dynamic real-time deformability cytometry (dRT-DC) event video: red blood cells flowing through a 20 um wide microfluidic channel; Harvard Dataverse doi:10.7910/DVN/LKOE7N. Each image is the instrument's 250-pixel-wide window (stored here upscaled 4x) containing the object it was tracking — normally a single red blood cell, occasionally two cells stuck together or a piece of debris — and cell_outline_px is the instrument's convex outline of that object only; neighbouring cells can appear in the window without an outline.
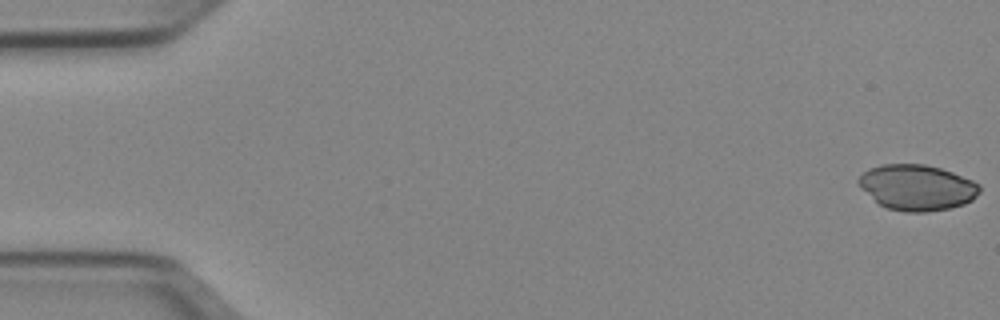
{"species": "Egyptian fruit bat (a non-hibernating species)", "species_latin": "Rousettus aegyptiacus", "temperature_condition": "cold", "stored_images_in_passage": 51, "camera_frame_rate_fps": 3000, "um_per_image_px": 0.085, "animal": {"sex": "female"}, "frame": {"image": 1, "passage_image": 1, "time_ms": 0.0, "image_size_px": [1000, 320], "cell_outline_px": [[980, 192], [972, 200], [964, 204], [948, 208], [924, 212], [904, 212], [888, 208], [880, 204], [860, 188], [856, 180], [868, 168], [880, 164], [924, 164], [940, 168], [952, 172], [972, 180], [980, 184]], "centroid_in_image_um": [77.93, 15.92], "position_along_channel_um": 7.1, "area_um2": 32.19}}
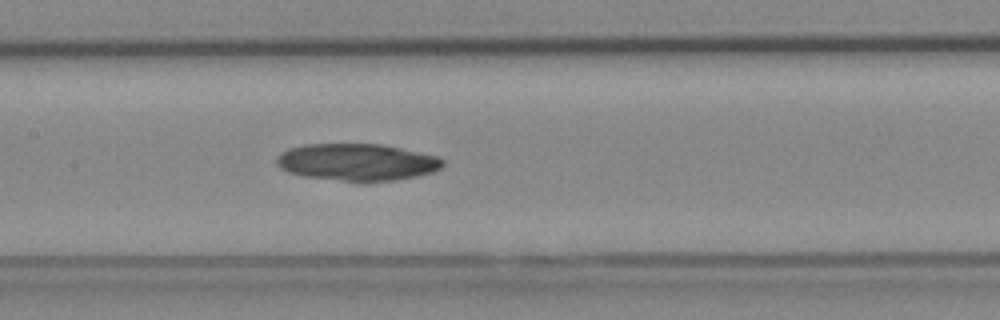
{"frame": {"image": 2, "passage_image": 25, "time_ms": 8.0, "image_size_px": [1000, 320], "cell_outline_px": [[444, 164], [440, 168], [432, 172], [416, 176], [396, 180], [344, 180], [304, 176], [288, 172], [280, 168], [276, 164], [276, 160], [280, 152], [288, 148], [304, 144], [380, 144], [400, 148], [436, 156], [444, 160]], "centroid_in_image_um": [30.31, 13.76], "position_along_channel_um": 177.1, "area_um2": 35.37}}
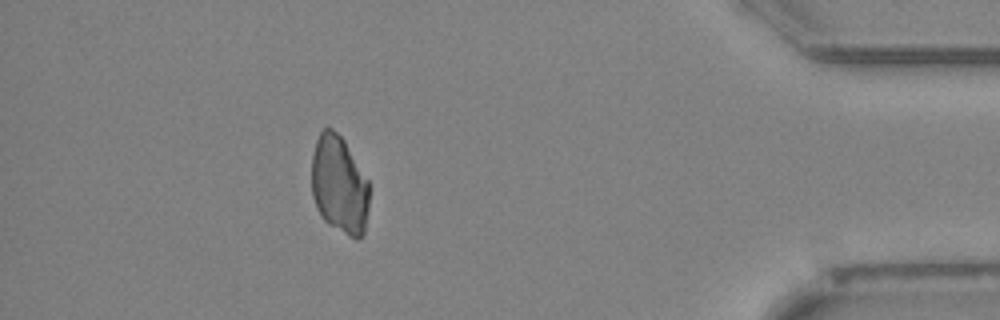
{"frame": {"image": 3, "passage_image": 46, "time_ms": 15.0, "image_size_px": [1000, 320], "cell_outline_px": [[368, 208], [364, 236], [356, 240], [348, 236], [328, 224], [320, 216], [316, 208], [312, 196], [312, 156], [316, 140], [320, 132], [324, 128], [332, 128], [344, 140], [368, 180]], "centroid_in_image_um": [28.83, 15.75], "position_along_channel_um": 406.4, "area_um2": 33.12}}